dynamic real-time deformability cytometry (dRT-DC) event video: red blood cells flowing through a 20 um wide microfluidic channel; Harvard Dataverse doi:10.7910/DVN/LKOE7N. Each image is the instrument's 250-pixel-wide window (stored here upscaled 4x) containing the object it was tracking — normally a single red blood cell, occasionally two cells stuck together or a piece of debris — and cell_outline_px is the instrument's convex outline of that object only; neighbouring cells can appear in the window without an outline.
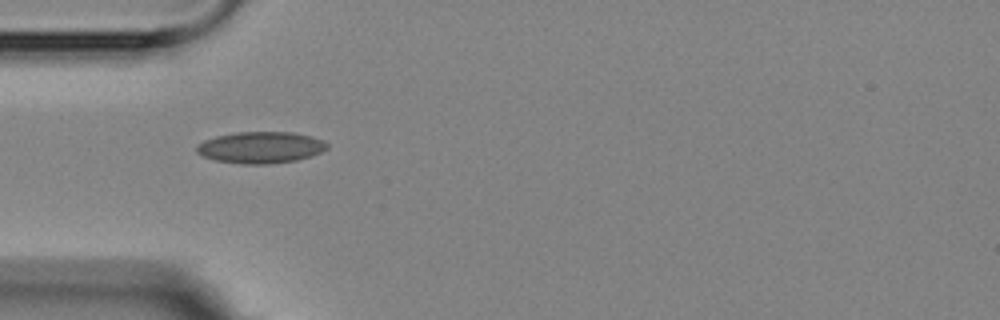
{"species": "Egyptian fruit bat (a non-hibernating species)", "species_latin": "Rousettus aegyptiacus", "temperature_condition": "room temperature", "stored_images_in_passage": 4, "camera_frame_rate_fps": 3000, "um_per_image_px": 0.085, "animal": {"sex": "female"}, "frame": {"image": 1, "passage_image": 3, "time_ms": 2.333, "image_size_px": [1000, 320], "cell_outline_px": [[328, 148], [320, 152], [296, 160], [268, 164], [240, 164], [216, 160], [204, 156], [196, 152], [196, 144], [204, 140], [216, 136], [236, 132], [292, 132], [324, 140], [328, 144]], "centroid_in_image_um": [22.12, 12.53], "position_along_channel_um": 62.9, "area_um2": 23.87}}